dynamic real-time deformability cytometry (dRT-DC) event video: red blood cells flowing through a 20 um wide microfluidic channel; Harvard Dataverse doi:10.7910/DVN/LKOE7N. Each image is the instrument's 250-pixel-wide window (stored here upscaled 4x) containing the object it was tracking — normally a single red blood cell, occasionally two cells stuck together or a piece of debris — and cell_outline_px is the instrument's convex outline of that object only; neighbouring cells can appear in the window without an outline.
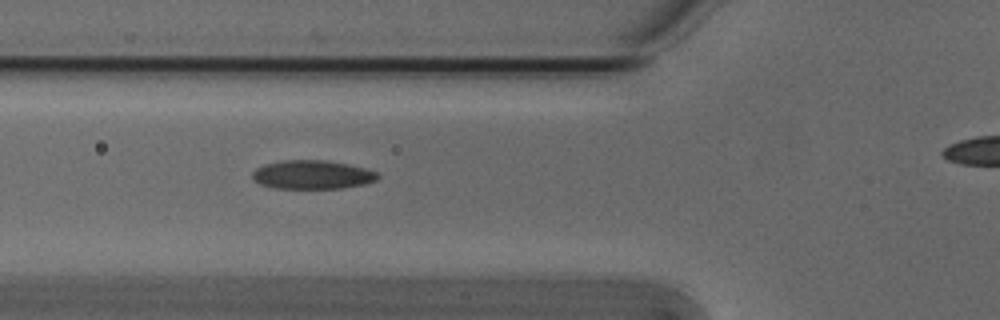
{"species": "Egyptian fruit bat (a non-hibernating species)", "species_latin": "Rousettus aegyptiacus", "temperature_condition": "cold", "stored_images_in_passage": 4, "camera_frame_rate_fps": 3000, "um_per_image_px": 0.085, "animal": {"sex": "male"}, "frame": {"image": 1, "passage_image": 3, "time_ms": 0.667, "image_size_px": [1000, 320], "cell_outline_px": [[380, 176], [376, 180], [364, 184], [340, 188], [272, 188], [260, 184], [252, 180], [252, 172], [256, 168], [264, 164], [280, 160], [328, 160], [348, 164], [364, 168], [376, 172]], "centroid_in_image_um": [26.5, 14.84], "position_along_channel_um": 99.3, "area_um2": 21.1}}